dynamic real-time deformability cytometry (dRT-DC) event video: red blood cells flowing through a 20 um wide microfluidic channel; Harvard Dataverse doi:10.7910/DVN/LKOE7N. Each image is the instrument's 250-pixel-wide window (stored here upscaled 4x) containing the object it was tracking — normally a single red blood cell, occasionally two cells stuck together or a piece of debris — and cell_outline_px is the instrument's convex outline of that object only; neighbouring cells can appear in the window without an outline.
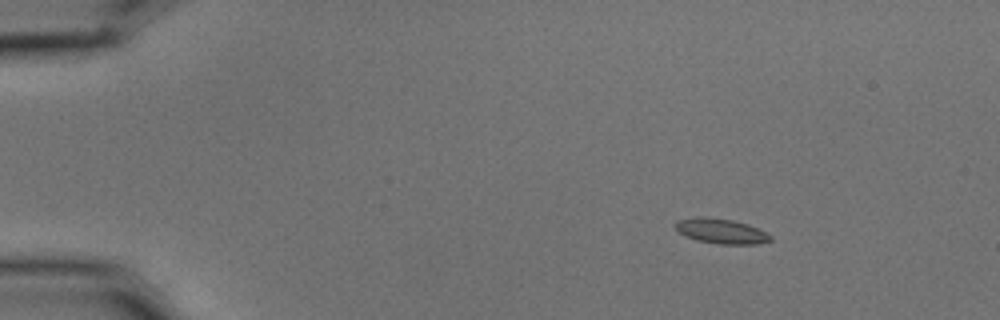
{"species": "common noctule bat (a hibernating species)", "species_latin": "Nyctalus noctula", "temperature_condition": "cold", "stored_images_in_passage": 9, "camera_frame_rate_fps": 3000, "um_per_image_px": 0.085, "animal": {"sex": "male", "body_mass_g": 15.6}, "frame": {"image": 1, "passage_image": 1, "time_ms": 0.0, "image_size_px": [1000, 320], "cell_outline_px": [[772, 240], [756, 244], [720, 244], [696, 240], [684, 236], [672, 224], [676, 220], [704, 216], [708, 216], [732, 220], [748, 224], [768, 232], [772, 236]], "centroid_in_image_um": [61.29, 19.64], "position_along_channel_um": 23.7, "area_um2": 14.05}}
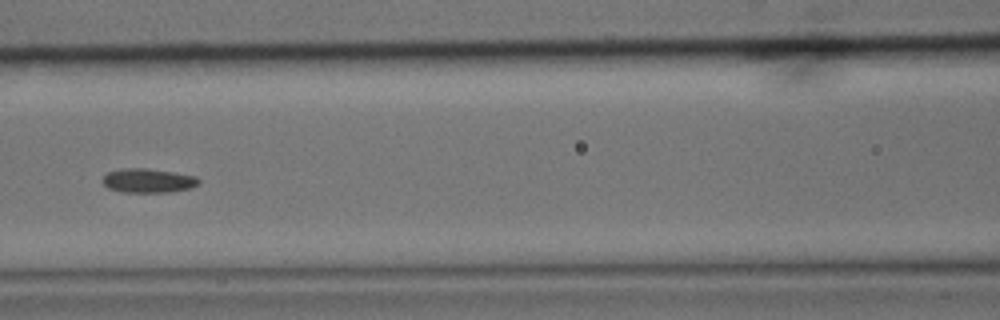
{"frame": {"image": 2, "passage_image": 6, "time_ms": 1.667, "image_size_px": [1000, 320], "cell_outline_px": [[200, 184], [192, 188], [168, 192], [124, 192], [108, 188], [100, 180], [108, 172], [124, 168], [148, 168], [196, 176], [200, 180]], "centroid_in_image_um": [12.6, 15.35], "position_along_channel_um": 154.0, "area_um2": 13.58}}
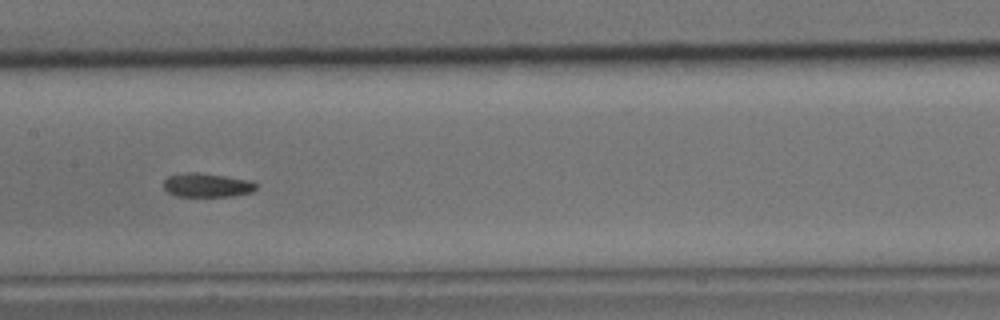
{"frame": {"image": 3, "passage_image": 7, "time_ms": 2.0, "image_size_px": [1000, 320], "cell_outline_px": [[256, 188], [252, 192], [232, 196], [176, 196], [168, 192], [164, 188], [164, 180], [168, 176], [188, 172], [196, 172], [252, 180], [256, 184]], "centroid_in_image_um": [17.6, 15.73], "position_along_channel_um": 189.8, "area_um2": 12.83}}